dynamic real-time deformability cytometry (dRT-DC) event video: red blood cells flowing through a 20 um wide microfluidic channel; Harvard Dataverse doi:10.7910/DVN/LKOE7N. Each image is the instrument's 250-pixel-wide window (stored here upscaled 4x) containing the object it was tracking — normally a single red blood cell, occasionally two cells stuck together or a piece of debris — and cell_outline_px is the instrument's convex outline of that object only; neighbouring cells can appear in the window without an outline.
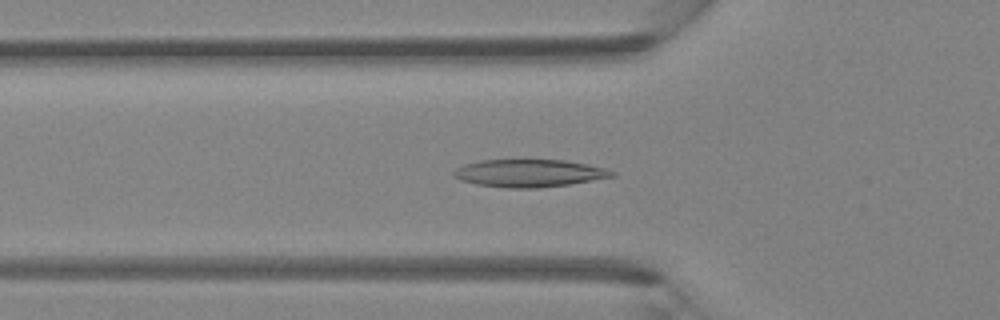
{"species": "Egyptian fruit bat (a non-hibernating species)", "species_latin": "Rousettus aegyptiacus", "temperature_condition": "room temperature", "stored_images_in_passage": 39, "camera_frame_rate_fps": 3000, "um_per_image_px": 0.085, "animal": {"sex": "female"}, "frame": {"image": 1, "passage_image": 8, "time_ms": 2.333, "image_size_px": [1000, 320], "cell_outline_px": [[616, 176], [568, 184], [540, 188], [508, 188], [476, 184], [460, 180], [452, 176], [452, 172], [456, 168], [464, 164], [480, 160], [564, 160], [608, 168], [616, 172]], "centroid_in_image_um": [44.97, 14.72], "position_along_channel_um": 80.8, "area_um2": 25.55}}
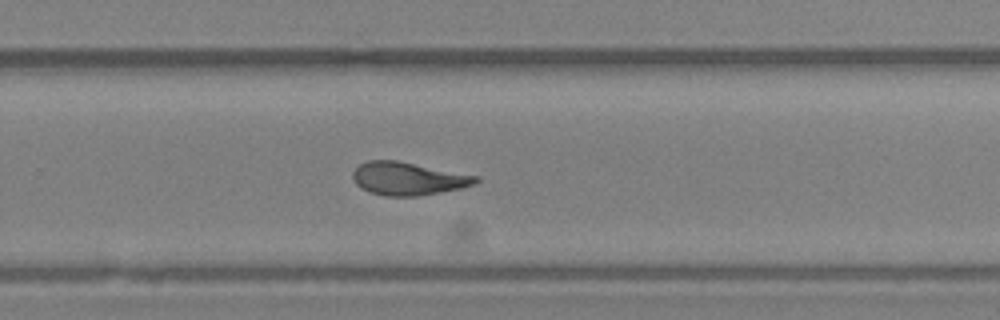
{"frame": {"image": 2, "passage_image": 23, "time_ms": 7.333, "image_size_px": [1000, 320], "cell_outline_px": [[480, 180], [476, 184], [460, 188], [416, 196], [384, 196], [368, 192], [360, 188], [356, 184], [352, 176], [352, 172], [360, 164], [368, 160], [396, 160], [480, 176]], "centroid_in_image_um": [34.68, 15.18], "position_along_channel_um": 295.1, "area_um2": 23.7}}
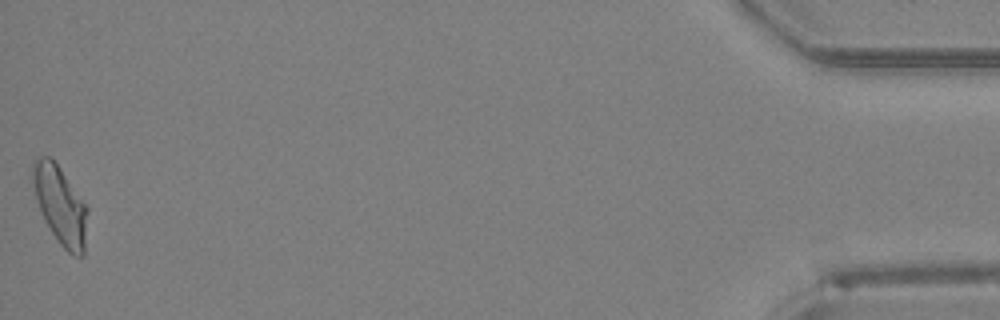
{"frame": {"image": 3, "passage_image": 39, "time_ms": 12.667, "image_size_px": [1000, 320], "cell_outline_px": [[88, 212], [84, 256], [72, 256], [60, 244], [44, 220], [36, 200], [32, 180], [32, 160], [36, 156], [48, 156], [56, 164], [88, 208]], "centroid_in_image_um": [5.11, 17.46], "position_along_channel_um": 430.1, "area_um2": 24.74}, "authors_computed_cell_mechanics": {"area_um2": 23.7558, "velocity_mm_per_s": 4.2927, "shape_relaxation_time_tau1_ms": 6.5004, "shape_relaxation_time_tau2_ms": 2.6389, "deformation_change_tau1": 0.2077, "deformation_change_tau2": 0.0924}}